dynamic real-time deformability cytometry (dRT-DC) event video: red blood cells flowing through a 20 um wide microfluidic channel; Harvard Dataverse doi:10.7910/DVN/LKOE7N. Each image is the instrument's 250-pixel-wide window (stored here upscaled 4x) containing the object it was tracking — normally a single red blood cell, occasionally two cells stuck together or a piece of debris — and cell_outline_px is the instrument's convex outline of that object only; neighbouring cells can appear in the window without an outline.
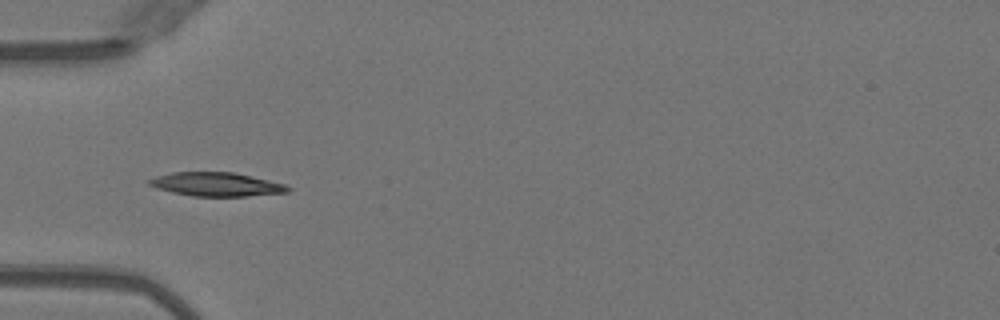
{"species": "Egyptian fruit bat (a non-hibernating species)", "species_latin": "Rousettus aegyptiacus", "temperature_condition": "warm", "stored_images_in_passage": 50, "camera_frame_rate_fps": 3000, "um_per_image_px": 0.085, "animal": {"sex": "female"}, "frame": {"image": 1, "passage_image": 16, "time_ms": 5.0, "image_size_px": [1000, 320], "cell_outline_px": [[292, 188], [288, 192], [248, 196], [192, 196], [172, 192], [156, 188], [148, 184], [148, 180], [156, 176], [172, 172], [232, 172], [268, 180], [284, 184]], "centroid_in_image_um": [18.37, 15.67], "position_along_channel_um": 66.6, "area_um2": 19.07}}
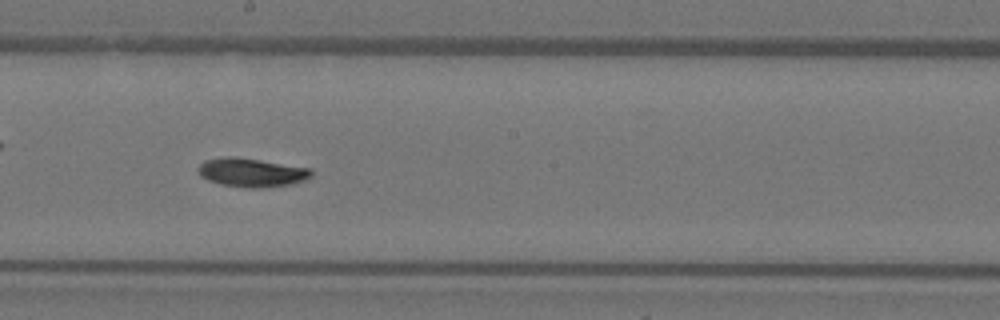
{"frame": {"image": 2, "passage_image": 28, "time_ms": 9.0, "image_size_px": [1000, 320], "cell_outline_px": [[312, 176], [304, 180], [288, 184], [264, 188], [248, 188], [220, 184], [208, 180], [200, 176], [196, 168], [204, 160], [228, 156], [232, 156], [260, 160], [312, 168]], "centroid_in_image_um": [21.36, 14.66], "position_along_channel_um": 226.8, "area_um2": 19.02}}
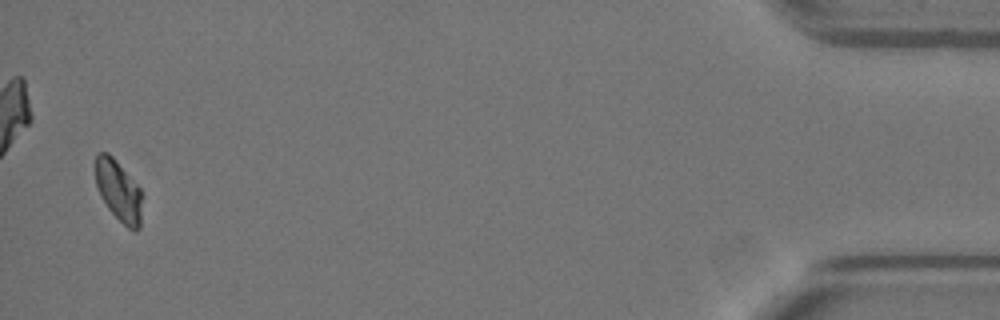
{"frame": {"image": 3, "passage_image": 49, "time_ms": 16.0, "image_size_px": [1000, 320], "cell_outline_px": [[144, 196], [140, 228], [136, 232], [132, 232], [108, 208], [100, 196], [96, 184], [92, 164], [96, 152], [108, 152], [112, 156], [144, 192]], "centroid_in_image_um": [10.08, 16.2], "position_along_channel_um": 425.1, "area_um2": 17.4}, "authors_computed_cell_mechanics": {"area_um2": 18.2937, "velocity_mm_per_s": 4.0137, "shape_relaxation_time_tau1_ms": 5.6695, "shape_relaxation_time_tau2_ms": null, "deformation_change_tau1": 0.156, "deformation_change_tau2": null}}